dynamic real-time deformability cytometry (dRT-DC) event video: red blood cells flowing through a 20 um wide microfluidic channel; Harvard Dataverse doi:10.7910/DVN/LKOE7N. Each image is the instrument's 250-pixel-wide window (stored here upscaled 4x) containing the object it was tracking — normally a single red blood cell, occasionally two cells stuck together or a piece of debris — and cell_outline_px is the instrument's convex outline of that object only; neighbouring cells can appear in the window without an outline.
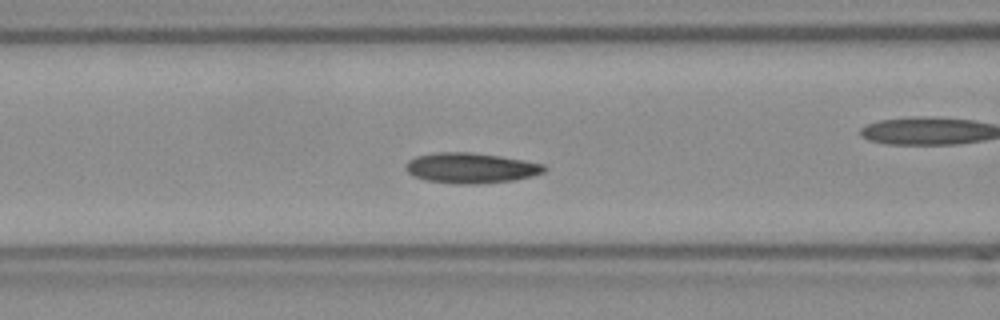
{"species": "Egyptian fruit bat (a non-hibernating species)", "species_latin": "Rousettus aegyptiacus", "temperature_condition": "room temperature", "stored_images_in_passage": 40, "camera_frame_rate_fps": 3000, "um_per_image_px": 0.085, "frame": {"image": 1, "passage_image": 7, "time_ms": 2.0, "image_size_px": [1000, 320], "cell_outline_px": [[548, 168], [544, 172], [532, 176], [512, 180], [476, 184], [456, 184], [428, 180], [412, 176], [404, 168], [404, 164], [408, 160], [416, 156], [436, 152], [472, 152], [500, 156], [544, 164]], "centroid_in_image_um": [39.99, 14.27], "position_along_channel_um": 126.6, "area_um2": 24.57}, "authors_computed_cell_mechanics": {"area_um2": 23.2067, "velocity_mm_per_s": 3.7618, "shape_relaxation_time_tau1_ms": 5.2294, "shape_relaxation_time_tau2_ms": null, "deformation_change_tau1": 0.1068, "deformation_change_tau2": null}}